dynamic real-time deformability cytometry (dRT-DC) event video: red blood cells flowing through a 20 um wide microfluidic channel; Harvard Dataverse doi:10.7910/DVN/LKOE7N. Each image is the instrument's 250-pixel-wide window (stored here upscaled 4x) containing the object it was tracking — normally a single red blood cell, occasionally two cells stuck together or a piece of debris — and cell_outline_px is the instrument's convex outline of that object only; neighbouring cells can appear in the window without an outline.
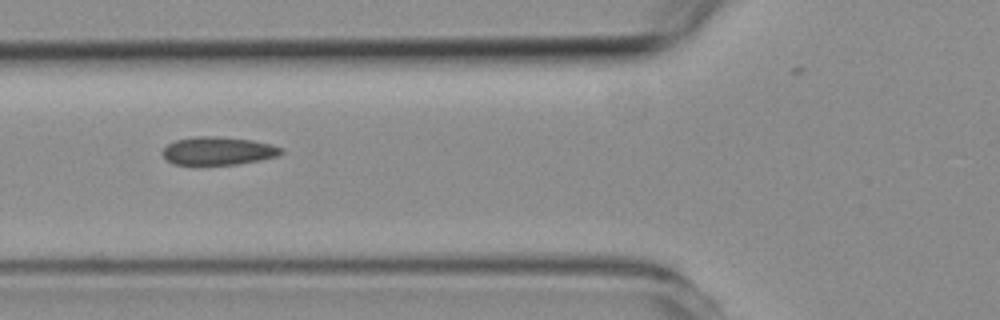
{"species": "common noctule bat (a hibernating species)", "species_latin": "Nyctalus noctula", "temperature_condition": "room temperature", "stored_images_in_passage": 2, "camera_frame_rate_fps": 3000, "um_per_image_px": 0.085, "animal": {"sex": "female", "body_mass_g": 19.3, "forearm_length_mm": 54.1}, "frame": {"image": 1, "passage_image": 2, "time_ms": 1.0, "image_size_px": [1000, 320], "cell_outline_px": [[284, 152], [280, 156], [240, 164], [196, 168], [172, 164], [164, 160], [160, 152], [168, 144], [176, 140], [196, 136], [212, 136], [252, 140], [272, 144], [284, 148]], "centroid_in_image_um": [18.49, 12.89], "position_along_channel_um": 107.3, "area_um2": 20.63}}